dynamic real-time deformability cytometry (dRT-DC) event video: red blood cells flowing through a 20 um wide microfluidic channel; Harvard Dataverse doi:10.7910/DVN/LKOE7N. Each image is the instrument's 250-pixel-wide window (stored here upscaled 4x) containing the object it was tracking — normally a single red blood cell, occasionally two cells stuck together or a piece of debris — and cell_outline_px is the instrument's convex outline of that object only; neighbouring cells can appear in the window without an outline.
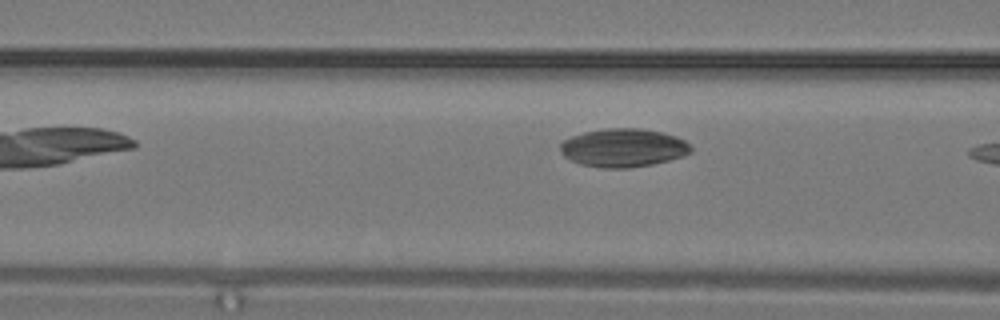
{"species": "common noctule bat (a hibernating species)", "species_latin": "Nyctalus noctula", "temperature_condition": "warm", "stored_images_in_passage": 5, "camera_frame_rate_fps": 3000, "um_per_image_px": 0.085, "animal": {"sex": "male", "body_mass_g": 19.2, "forearm_length_mm": 51.8}, "frame": {"image": 1, "passage_image": 5, "time_ms": 1.333, "image_size_px": [1000, 320], "cell_outline_px": [[692, 152], [684, 156], [652, 164], [628, 168], [600, 168], [580, 164], [564, 156], [560, 152], [560, 144], [564, 140], [572, 136], [584, 132], [608, 128], [640, 128], [664, 132], [676, 136], [684, 140], [692, 148]], "centroid_in_image_um": [52.99, 12.56], "position_along_channel_um": 113.6, "area_um2": 29.3}}